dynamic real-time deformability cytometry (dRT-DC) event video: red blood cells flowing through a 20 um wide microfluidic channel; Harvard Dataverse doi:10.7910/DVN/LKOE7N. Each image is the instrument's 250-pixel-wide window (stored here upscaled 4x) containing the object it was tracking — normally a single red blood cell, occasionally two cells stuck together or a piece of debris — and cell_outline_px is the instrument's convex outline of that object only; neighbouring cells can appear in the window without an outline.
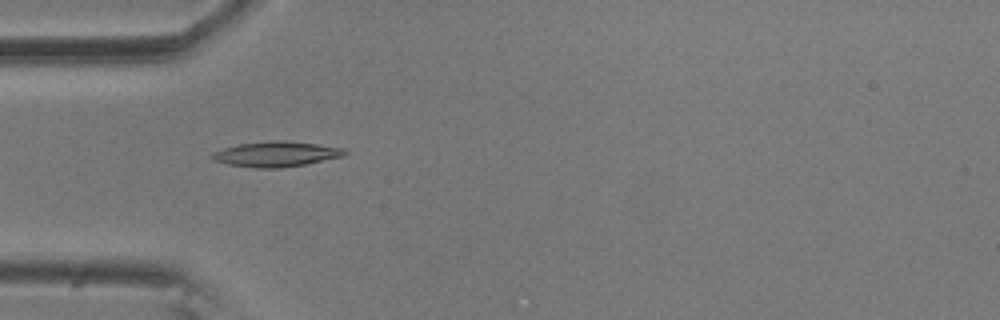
{"species": "common noctule bat (a hibernating species)", "species_latin": "Nyctalus noctula", "temperature_condition": "room temperature", "stored_images_in_passage": 35, "camera_frame_rate_fps": 3000, "um_per_image_px": 0.085, "animal": {"sex": "male", "body_mass_g": 20.5, "forearm_length_mm": 52.5}, "frame": {"image": 1, "passage_image": 17, "time_ms": 5.333, "image_size_px": [1000, 320], "cell_outline_px": [[348, 152], [344, 156], [304, 164], [280, 168], [256, 168], [228, 164], [212, 160], [208, 156], [212, 152], [224, 148], [240, 144], [272, 140], [284, 140], [316, 144], [344, 148]], "centroid_in_image_um": [23.44, 13.09], "position_along_channel_um": 61.6, "area_um2": 19.48}}
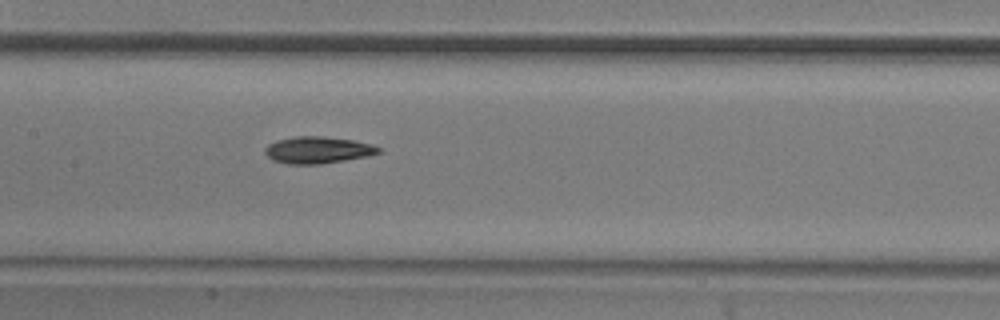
{"frame": {"image": 2, "passage_image": 27, "time_ms": 8.667, "image_size_px": [1000, 320], "cell_outline_px": [[380, 152], [368, 156], [320, 164], [288, 164], [272, 160], [264, 152], [264, 148], [268, 144], [276, 140], [296, 136], [320, 136], [352, 140], [372, 144], [380, 148]], "centroid_in_image_um": [26.97, 12.75], "position_along_channel_um": 180.4, "area_um2": 17.69}}
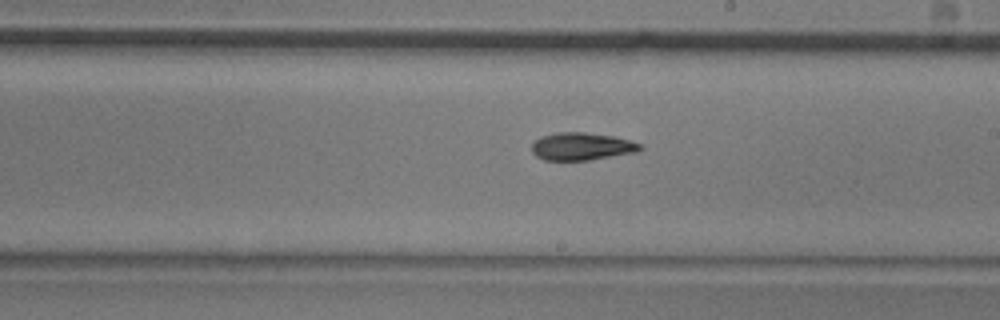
{"frame": {"image": 3, "passage_image": 32, "time_ms": 10.333, "image_size_px": [1000, 320], "cell_outline_px": [[644, 148], [636, 152], [588, 160], [544, 160], [536, 156], [532, 152], [532, 144], [540, 136], [556, 132], [584, 132], [616, 136], [640, 144]], "centroid_in_image_um": [49.43, 12.44], "position_along_channel_um": 239.6, "area_um2": 17.46}}